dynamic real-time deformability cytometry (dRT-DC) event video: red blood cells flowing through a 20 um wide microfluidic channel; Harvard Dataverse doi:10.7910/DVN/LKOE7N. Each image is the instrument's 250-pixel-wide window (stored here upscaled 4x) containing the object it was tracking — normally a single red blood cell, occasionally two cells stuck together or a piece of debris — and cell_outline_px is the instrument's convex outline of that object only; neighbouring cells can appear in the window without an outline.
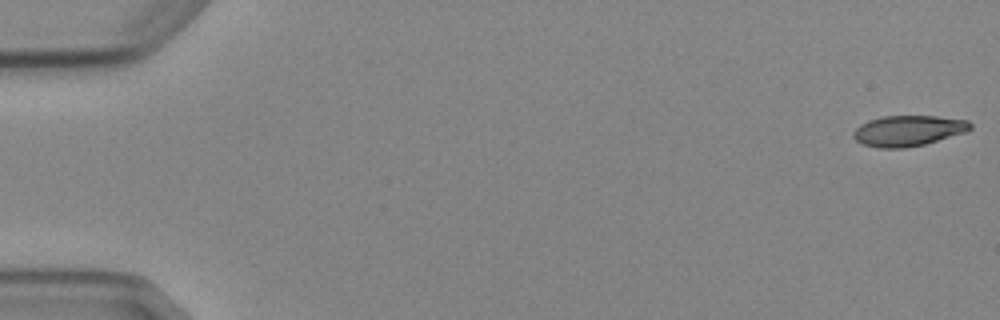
{"species": "Egyptian fruit bat (a non-hibernating species)", "species_latin": "Rousettus aegyptiacus", "temperature_condition": "cold", "stored_images_in_passage": 6, "camera_frame_rate_fps": 3000, "um_per_image_px": 0.085, "animal": {"sex": "female"}, "frame": {"image": 1, "passage_image": 1, "time_ms": 0.0, "image_size_px": [1000, 320], "cell_outline_px": [[972, 128], [964, 132], [924, 144], [904, 148], [880, 148], [864, 144], [856, 140], [852, 136], [852, 132], [860, 124], [868, 120], [884, 116], [936, 116], [968, 120], [972, 124]], "centroid_in_image_um": [77.17, 11.1], "position_along_channel_um": 7.8, "area_um2": 20.75}}
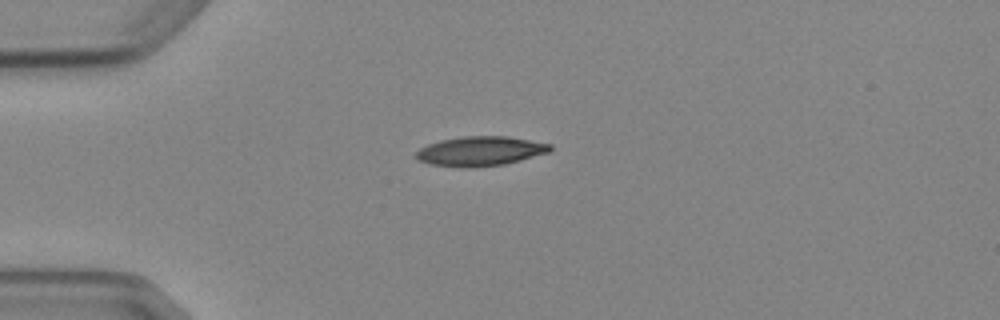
{"frame": {"image": 2, "passage_image": 4, "time_ms": 4.333, "image_size_px": [1000, 320], "cell_outline_px": [[552, 148], [548, 152], [520, 160], [504, 164], [472, 168], [464, 168], [428, 164], [416, 160], [416, 152], [420, 148], [428, 144], [440, 140], [464, 136], [508, 136], [552, 144]], "centroid_in_image_um": [40.79, 12.85], "position_along_channel_um": 44.2, "area_um2": 23.18}}
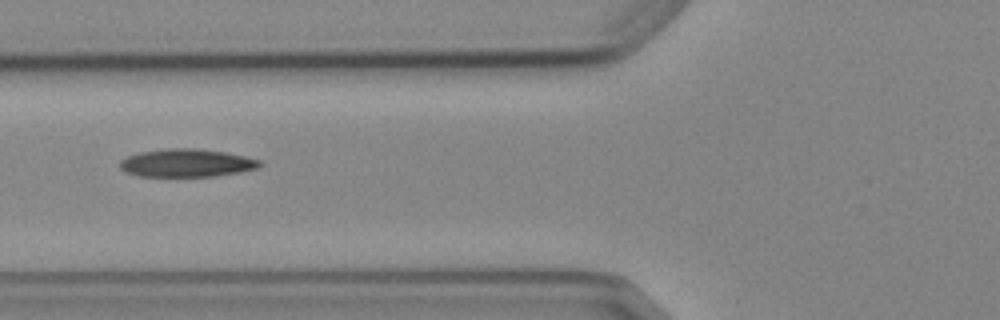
{"frame": {"image": 3, "passage_image": 6, "time_ms": 6.667, "image_size_px": [1000, 320], "cell_outline_px": [[260, 168], [240, 172], [212, 176], [136, 176], [124, 172], [120, 168], [120, 160], [128, 156], [140, 152], [168, 148], [192, 148], [224, 152], [244, 156], [260, 160]], "centroid_in_image_um": [15.83, 13.86], "position_along_channel_um": 110.0, "area_um2": 22.72}}